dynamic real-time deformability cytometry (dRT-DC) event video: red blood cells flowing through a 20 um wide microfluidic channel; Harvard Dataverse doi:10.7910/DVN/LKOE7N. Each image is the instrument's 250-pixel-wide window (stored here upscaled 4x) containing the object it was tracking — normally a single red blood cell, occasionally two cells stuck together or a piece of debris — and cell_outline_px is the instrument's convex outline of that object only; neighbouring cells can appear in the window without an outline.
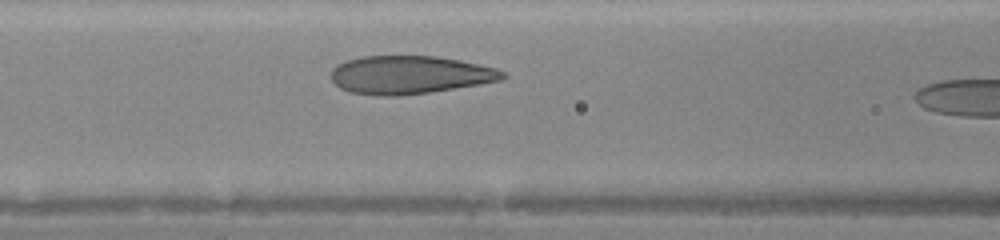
{"species": "human", "species_latin": "Homo sapiens", "temperature_condition": "warm", "stored_images_in_passage": 28, "camera_frame_rate_fps": 3000, "um_per_image_px": 0.085, "donor": {"sex": "female"}, "frame": {"image": 1, "passage_image": 16, "time_ms": 5.0, "image_size_px": [1000, 240], "cell_outline_px": [[508, 76], [500, 80], [480, 84], [428, 92], [396, 96], [376, 96], [348, 92], [340, 88], [332, 80], [332, 68], [336, 64], [360, 56], [436, 56], [460, 60], [496, 68], [504, 72]], "centroid_in_image_um": [34.8, 6.36], "position_along_channel_um": 131.8, "area_um2": 38.15}}
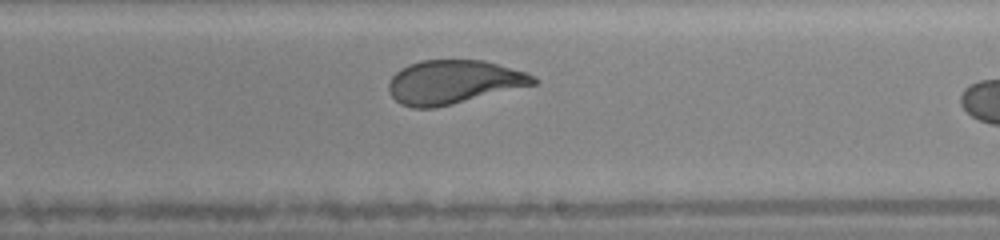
{"frame": {"image": 2, "passage_image": 24, "time_ms": 7.667, "image_size_px": [1000, 240], "cell_outline_px": [[540, 80], [536, 84], [436, 108], [412, 108], [400, 104], [392, 96], [388, 88], [388, 84], [392, 76], [400, 68], [408, 64], [420, 60], [484, 60], [524, 72]], "centroid_in_image_um": [38.51, 6.97], "position_along_channel_um": 250.5, "area_um2": 36.82}}